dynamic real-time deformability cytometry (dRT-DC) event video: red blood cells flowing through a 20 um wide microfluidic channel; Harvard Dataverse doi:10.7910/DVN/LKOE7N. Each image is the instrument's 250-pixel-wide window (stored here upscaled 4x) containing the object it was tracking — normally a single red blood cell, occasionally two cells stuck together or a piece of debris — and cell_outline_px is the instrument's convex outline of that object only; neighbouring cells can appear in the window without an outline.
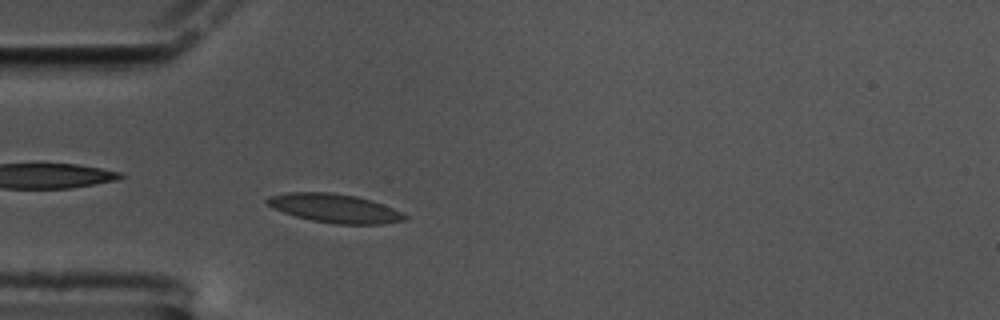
{"species": "common noctule bat (a hibernating species)", "species_latin": "Nyctalus noctula", "temperature_condition": "cold", "stored_images_in_passage": 55, "camera_frame_rate_fps": 3000, "um_per_image_px": 0.085, "animal": {"sex": "male", "body_mass_g": 17.5, "forearm_length_mm": 52.3}, "frame": {"image": 1, "passage_image": 12, "time_ms": 3.667, "image_size_px": [1000, 320], "cell_outline_px": [[408, 220], [380, 224], [336, 224], [312, 220], [296, 216], [284, 212], [268, 204], [264, 200], [268, 196], [288, 192], [328, 192], [356, 196], [372, 200], [392, 208], [408, 216]], "centroid_in_image_um": [28.47, 17.7], "position_along_channel_um": 56.5, "area_um2": 22.89}}
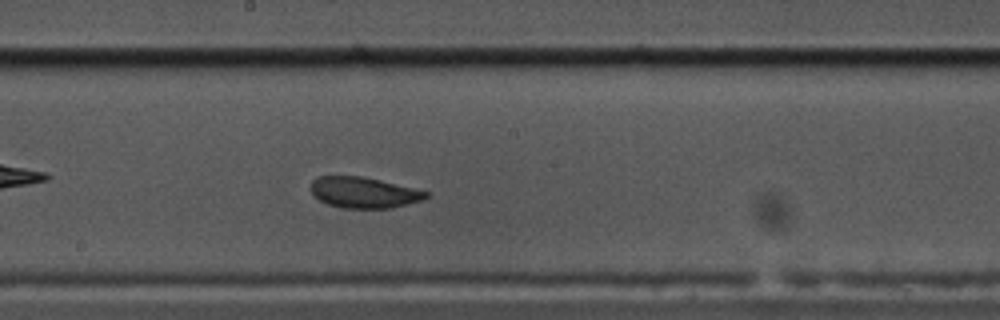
{"frame": {"image": 2, "passage_image": 27, "time_ms": 8.667, "image_size_px": [1000, 320], "cell_outline_px": [[432, 196], [420, 200], [392, 208], [340, 208], [328, 204], [312, 196], [312, 180], [320, 176], [360, 176], [380, 180], [432, 192]], "centroid_in_image_um": [30.95, 16.37], "position_along_channel_um": 217.2, "area_um2": 20.81}}
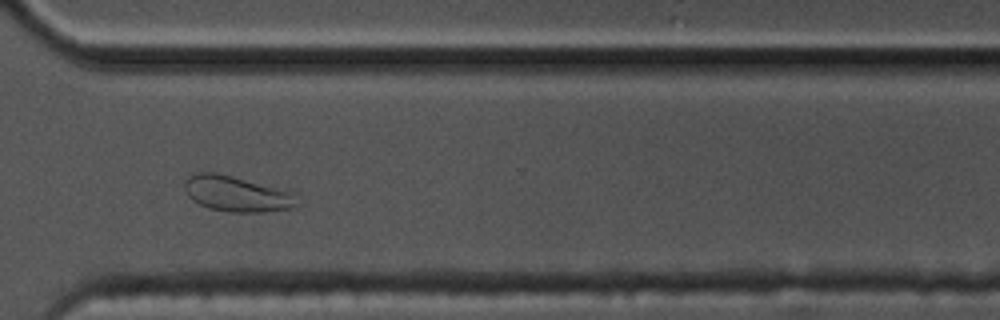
{"frame": {"image": 3, "passage_image": 39, "time_ms": 12.667, "image_size_px": [1000, 320], "cell_outline_px": [[300, 204], [296, 208], [264, 212], [228, 212], [208, 208], [192, 200], [188, 196], [184, 188], [184, 180], [192, 172], [216, 172], [232, 176], [288, 192]], "centroid_in_image_um": [20.03, 16.48], "position_along_channel_um": 350.6, "area_um2": 23.12}, "authors_computed_cell_mechanics": {"area_um2": 21.7906, "velocity_mm_per_s": 3.3222, "shape_relaxation_time_tau1_ms": 8.4887, "shape_relaxation_time_tau2_ms": 1.2005, "deformation_change_tau1": 0.1783, "deformation_change_tau2": 0.0582}}